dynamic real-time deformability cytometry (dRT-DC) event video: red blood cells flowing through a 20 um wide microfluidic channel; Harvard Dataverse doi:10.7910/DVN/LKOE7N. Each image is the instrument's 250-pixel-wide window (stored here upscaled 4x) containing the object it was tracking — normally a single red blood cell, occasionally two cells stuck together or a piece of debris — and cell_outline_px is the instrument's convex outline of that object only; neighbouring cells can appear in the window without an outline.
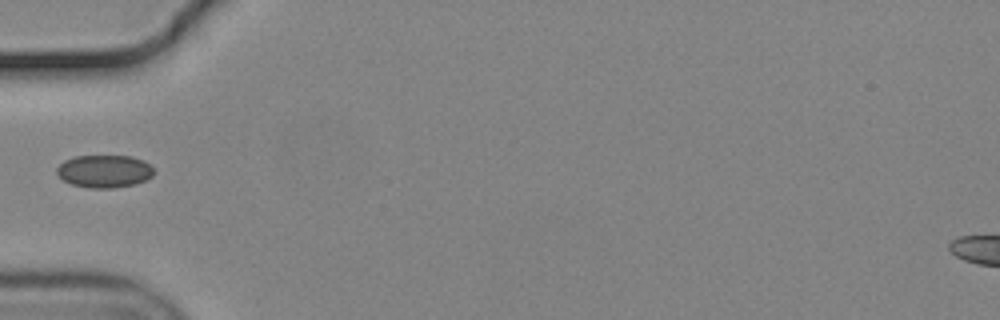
{"species": "common noctule bat (a hibernating species)", "species_latin": "Nyctalus noctula", "temperature_condition": "cold", "stored_images_in_passage": 30, "camera_frame_rate_fps": 3000, "um_per_image_px": 0.085, "animal": {"sex": "male", "body_mass_g": 19.2, "forearm_length_mm": 51.8}, "frame": {"image": 1, "passage_image": 1, "time_ms": 0.0, "image_size_px": [1000, 320], "cell_outline_px": [[156, 172], [152, 176], [136, 184], [112, 188], [92, 188], [72, 184], [64, 180], [56, 172], [56, 168], [64, 160], [76, 156], [132, 156], [144, 160]], "centroid_in_image_um": [8.89, 14.55], "position_along_channel_um": 76.1, "area_um2": 18.44}}
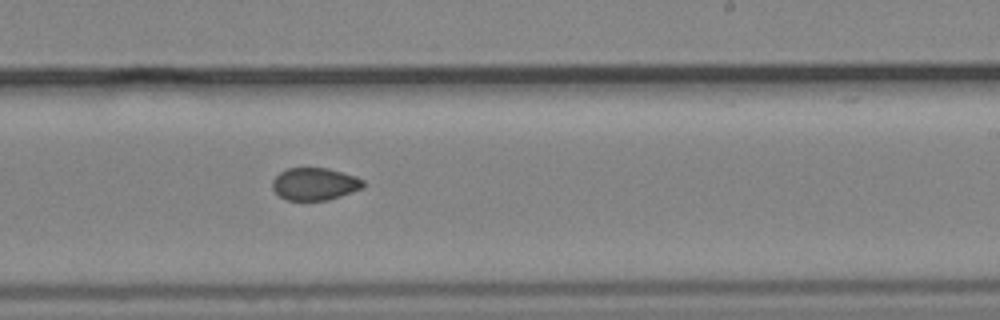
{"frame": {"image": 2, "passage_image": 16, "time_ms": 5.0, "image_size_px": [1000, 320], "cell_outline_px": [[364, 184], [360, 188], [340, 196], [328, 200], [284, 200], [272, 188], [272, 180], [280, 172], [288, 168], [328, 168], [356, 176], [364, 180]], "centroid_in_image_um": [26.72, 15.63], "position_along_channel_um": 262.3, "area_um2": 17.05}}
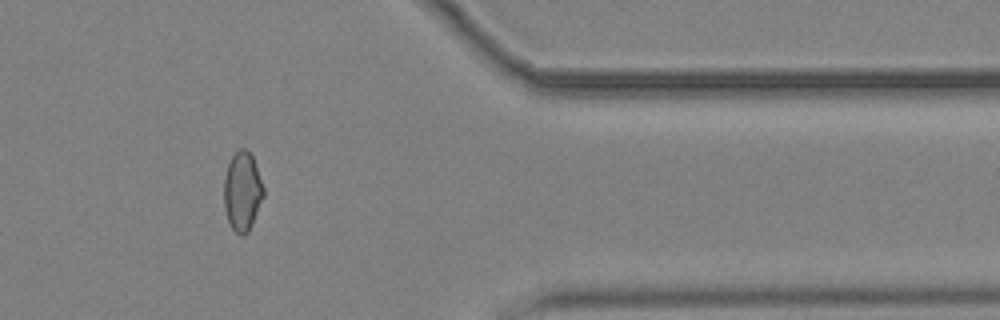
{"frame": {"image": 3, "passage_image": 28, "time_ms": 9.0, "image_size_px": [1000, 320], "cell_outline_px": [[264, 196], [252, 224], [248, 232], [244, 236], [240, 236], [232, 228], [228, 220], [224, 208], [224, 180], [228, 164], [232, 156], [240, 148], [244, 148], [252, 156], [264, 188]], "centroid_in_image_um": [20.6, 16.3], "position_along_channel_um": 390.8, "area_um2": 18.09}}